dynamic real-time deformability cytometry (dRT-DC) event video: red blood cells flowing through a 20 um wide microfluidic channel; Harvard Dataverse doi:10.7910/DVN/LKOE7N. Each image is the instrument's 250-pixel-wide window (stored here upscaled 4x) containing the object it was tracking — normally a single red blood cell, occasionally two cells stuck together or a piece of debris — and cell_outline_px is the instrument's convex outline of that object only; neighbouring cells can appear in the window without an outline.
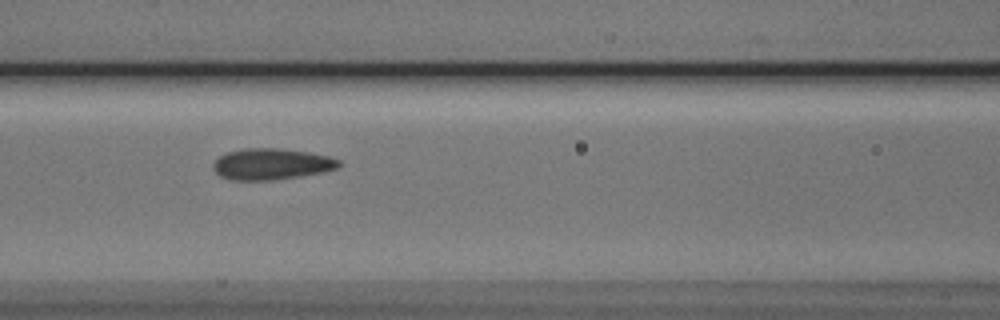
{"species": "Egyptian fruit bat (a non-hibernating species)", "species_latin": "Rousettus aegyptiacus", "temperature_condition": "cold", "stored_images_in_passage": 11, "camera_frame_rate_fps": 3000, "um_per_image_px": 0.085, "animal": {"sex": "male"}, "frame": {"image": 1, "passage_image": 7, "time_ms": 7.667, "image_size_px": [1000, 320], "cell_outline_px": [[340, 164], [336, 168], [320, 172], [272, 180], [232, 180], [220, 176], [212, 168], [212, 164], [220, 156], [228, 152], [244, 148], [280, 148], [308, 152], [328, 156], [340, 160]], "centroid_in_image_um": [23.03, 13.93], "position_along_channel_um": 143.6, "area_um2": 22.6}}
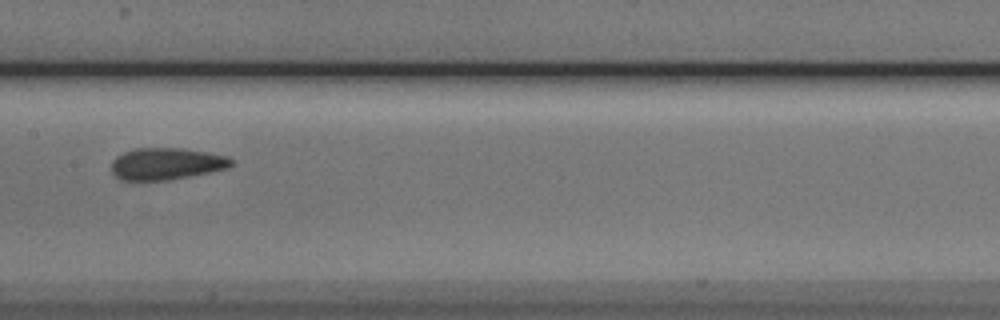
{"frame": {"image": 2, "passage_image": 8, "time_ms": 9.0, "image_size_px": [1000, 320], "cell_outline_px": [[232, 164], [228, 168], [168, 180], [120, 180], [112, 172], [112, 160], [116, 156], [124, 152], [136, 148], [180, 148], [208, 152], [228, 156], [232, 160]], "centroid_in_image_um": [14.12, 13.91], "position_along_channel_um": 193.3, "area_um2": 22.14}}
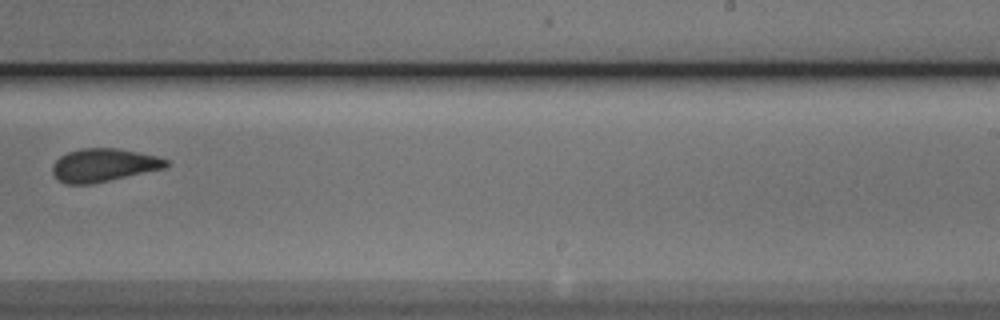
{"frame": {"image": 3, "passage_image": 10, "time_ms": 11.333, "image_size_px": [1000, 320], "cell_outline_px": [[168, 168], [92, 184], [64, 184], [52, 172], [52, 164], [60, 156], [68, 152], [80, 148], [116, 148], [156, 156], [168, 160]], "centroid_in_image_um": [8.82, 14.04], "position_along_channel_um": 280.2, "area_um2": 22.02}}